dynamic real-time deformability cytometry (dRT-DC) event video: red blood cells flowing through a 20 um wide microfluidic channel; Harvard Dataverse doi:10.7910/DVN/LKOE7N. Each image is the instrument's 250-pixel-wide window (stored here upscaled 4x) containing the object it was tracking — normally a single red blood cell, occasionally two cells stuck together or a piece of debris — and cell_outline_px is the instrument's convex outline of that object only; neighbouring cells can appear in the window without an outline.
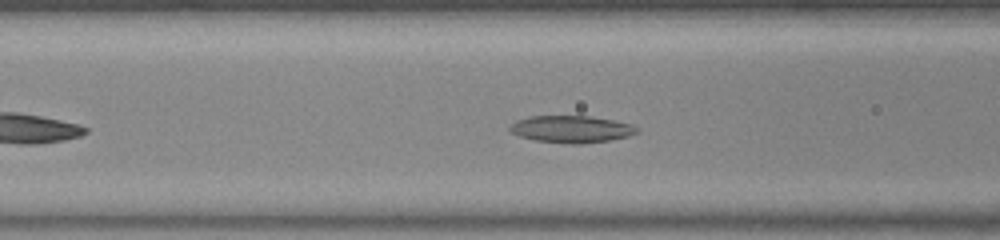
{"species": "common noctule bat (a hibernating species)", "species_latin": "Nyctalus noctula", "temperature_condition": "warm", "stored_images_in_passage": 38, "camera_frame_rate_fps": 3000, "um_per_image_px": 0.085, "animal": {"sex": "female", "body_mass_g": 23.0, "forearm_length_mm": 53.4}, "frame": {"image": 1, "passage_image": 7, "time_ms": 2.0, "image_size_px": [1000, 240], "cell_outline_px": [[636, 132], [628, 136], [608, 140], [580, 144], [572, 144], [536, 140], [520, 136], [512, 132], [508, 128], [516, 120], [528, 116], [588, 116], [612, 120], [632, 124], [636, 128]], "centroid_in_image_um": [48.53, 10.97], "position_along_channel_um": 118.1, "area_um2": 19.71}}
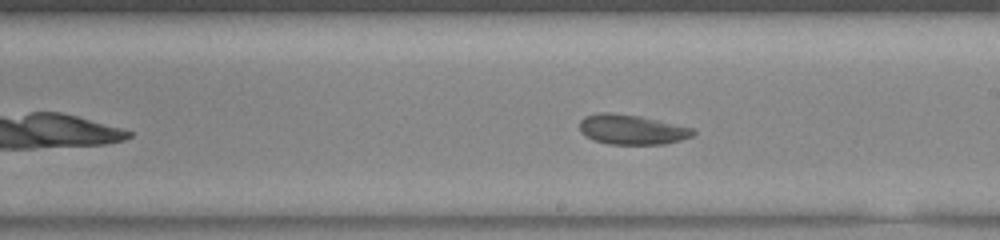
{"frame": {"image": 2, "passage_image": 16, "time_ms": 5.0, "image_size_px": [1000, 240], "cell_outline_px": [[696, 132], [692, 136], [680, 140], [664, 144], [608, 144], [592, 140], [584, 136], [580, 132], [580, 120], [584, 116], [596, 112], [608, 112], [640, 116], [692, 128]], "centroid_in_image_um": [53.64, 11.01], "position_along_channel_um": 235.4, "area_um2": 19.83}}
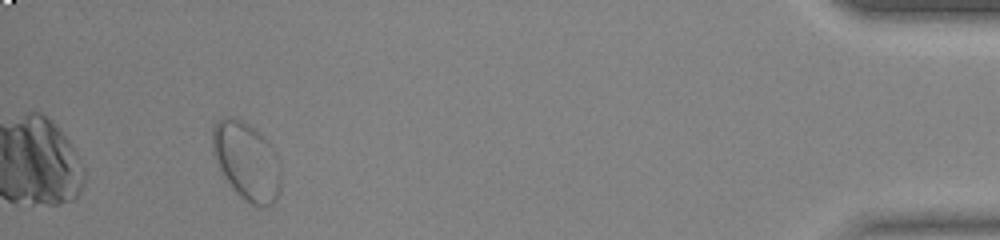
{"frame": {"image": 3, "passage_image": 35, "time_ms": 11.333, "image_size_px": [1000, 240], "cell_outline_px": [[280, 188], [276, 200], [272, 204], [252, 204], [244, 200], [232, 188], [220, 168], [212, 152], [212, 128], [216, 120], [224, 116], [232, 116], [248, 124], [264, 136], [268, 140], [280, 160]], "centroid_in_image_um": [20.96, 13.64], "position_along_channel_um": 414.2, "area_um2": 31.1}, "authors_computed_cell_mechanics": {"area_um2": 20.3167, "velocity_mm_per_s": 3.9195, "shape_relaxation_time_tau1_ms": 5.5331, "shape_relaxation_time_tau2_ms": 6.1471, "deformation_change_tau1": 0.1564, "deformation_change_tau2": 0.1322}}